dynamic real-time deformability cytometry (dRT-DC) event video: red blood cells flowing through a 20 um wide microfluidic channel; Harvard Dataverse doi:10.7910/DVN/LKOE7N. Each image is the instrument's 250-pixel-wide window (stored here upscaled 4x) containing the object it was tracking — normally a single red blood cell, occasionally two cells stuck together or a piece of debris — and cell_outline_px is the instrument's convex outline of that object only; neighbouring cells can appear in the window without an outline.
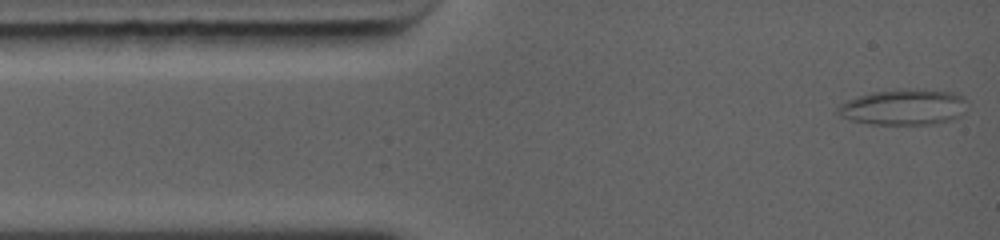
{"species": "common noctule bat (a hibernating species)", "species_latin": "Nyctalus noctula", "temperature_condition": "warm", "stored_images_in_passage": 34, "segment_of_instrument_passage": [1, 3], "camera_frame_rate_fps": 5000, "um_per_image_px": 0.085, "animal": {"sex": "female", "body_mass_g": 19.0, "forearm_length_mm": 56.7}, "frame": {"image": 1, "passage_image": 1, "time_ms": 0.0, "image_size_px": [1000, 240], "cell_outline_px": [[964, 112], [960, 116], [952, 120], [932, 124], [868, 124], [848, 120], [840, 116], [836, 112], [836, 108], [840, 104], [848, 100], [872, 92], [904, 88], [952, 92], [964, 96]], "centroid_in_image_um": [76.78, 9.11], "position_along_channel_um": 8.2, "area_um2": 27.05}}
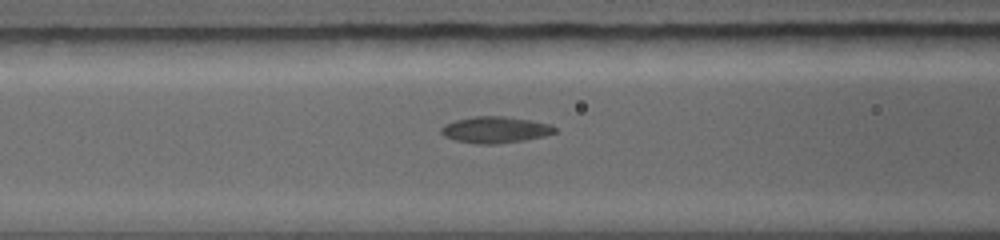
{"frame": {"image": 2, "passage_image": 10, "time_ms": 4.2, "image_size_px": [1000, 240], "cell_outline_px": [[556, 132], [544, 136], [524, 140], [488, 144], [484, 144], [456, 140], [444, 136], [440, 132], [440, 128], [444, 124], [456, 120], [472, 116], [504, 116], [532, 120], [548, 124], [556, 128]], "centroid_in_image_um": [42.08, 11.01], "position_along_channel_um": 124.5, "area_um2": 17.28}}
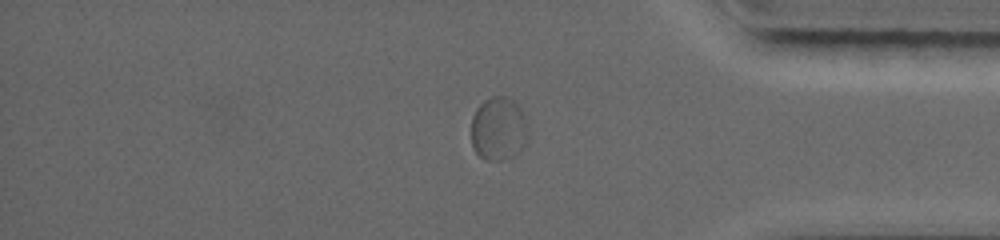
{"frame": {"image": 3, "passage_image": 25, "time_ms": 10.8, "image_size_px": [1000, 240], "cell_outline_px": [[528, 136], [520, 152], [516, 156], [504, 160], [484, 160], [472, 148], [472, 116], [476, 108], [484, 100], [492, 96], [508, 96], [524, 112], [528, 124]], "centroid_in_image_um": [42.4, 10.95], "position_along_channel_um": 392.8, "area_um2": 21.5}}